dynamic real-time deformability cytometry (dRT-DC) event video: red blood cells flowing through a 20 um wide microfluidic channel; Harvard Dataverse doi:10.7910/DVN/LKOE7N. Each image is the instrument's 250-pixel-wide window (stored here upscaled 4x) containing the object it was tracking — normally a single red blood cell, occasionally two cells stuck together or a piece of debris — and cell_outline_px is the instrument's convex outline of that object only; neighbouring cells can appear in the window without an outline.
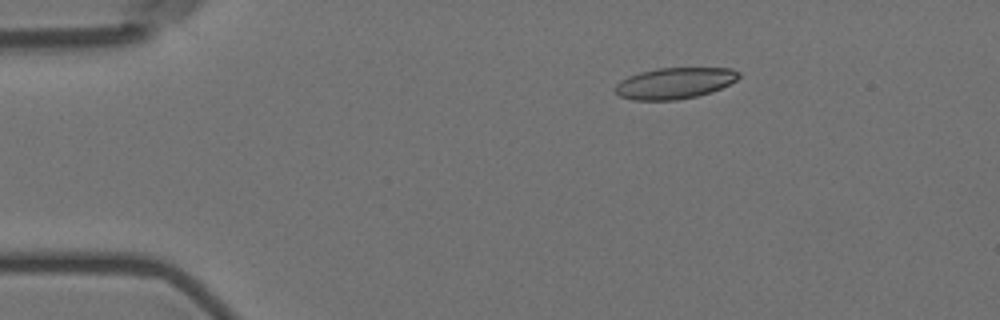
{"species": "Egyptian fruit bat (a non-hibernating species)", "species_latin": "Rousettus aegyptiacus", "temperature_condition": "room temperature", "stored_images_in_passage": 48, "camera_frame_rate_fps": 3000, "um_per_image_px": 0.085, "animal": {"sex": "female"}, "frame": {"image": 1, "passage_image": 1, "time_ms": 0.0, "image_size_px": [1000, 320], "cell_outline_px": [[740, 76], [736, 80], [712, 92], [696, 96], [676, 100], [632, 100], [620, 96], [612, 88], [620, 80], [628, 76], [640, 72], [656, 68], [732, 68], [740, 72]], "centroid_in_image_um": [57.31, 7.07], "position_along_channel_um": 27.7, "area_um2": 22.54}}
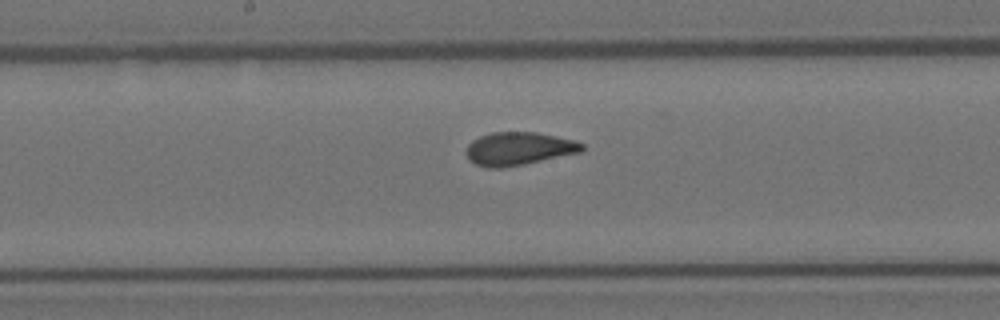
{"frame": {"image": 2, "passage_image": 21, "time_ms": 6.667, "image_size_px": [1000, 320], "cell_outline_px": [[584, 148], [580, 152], [524, 164], [500, 168], [488, 168], [476, 164], [468, 160], [464, 152], [468, 144], [472, 140], [480, 136], [492, 132], [536, 132], [576, 140], [584, 144]], "centroid_in_image_um": [44.05, 12.63], "position_along_channel_um": 204.1, "area_um2": 22.43}}
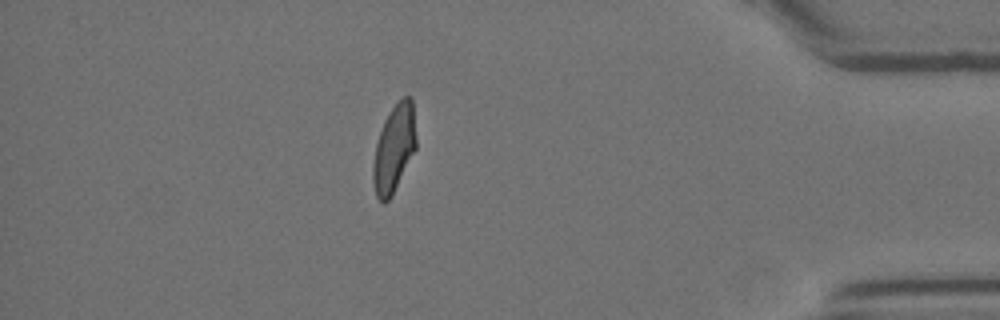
{"frame": {"image": 3, "passage_image": 41, "time_ms": 13.333, "image_size_px": [1000, 320], "cell_outline_px": [[416, 148], [392, 196], [384, 204], [376, 196], [372, 180], [372, 164], [376, 144], [384, 120], [388, 112], [404, 96], [412, 96], [416, 136]], "centroid_in_image_um": [33.49, 12.63], "position_along_channel_um": 401.7, "area_um2": 22.02}, "authors_computed_cell_mechanics": {"area_um2": 22.4842, "velocity_mm_per_s": 3.5768, "shape_relaxation_time_tau1_ms": 9.3523, "shape_relaxation_time_tau2_ms": 1.1022, "deformation_change_tau1": 0.2193, "deformation_change_tau2": 0.0712}}